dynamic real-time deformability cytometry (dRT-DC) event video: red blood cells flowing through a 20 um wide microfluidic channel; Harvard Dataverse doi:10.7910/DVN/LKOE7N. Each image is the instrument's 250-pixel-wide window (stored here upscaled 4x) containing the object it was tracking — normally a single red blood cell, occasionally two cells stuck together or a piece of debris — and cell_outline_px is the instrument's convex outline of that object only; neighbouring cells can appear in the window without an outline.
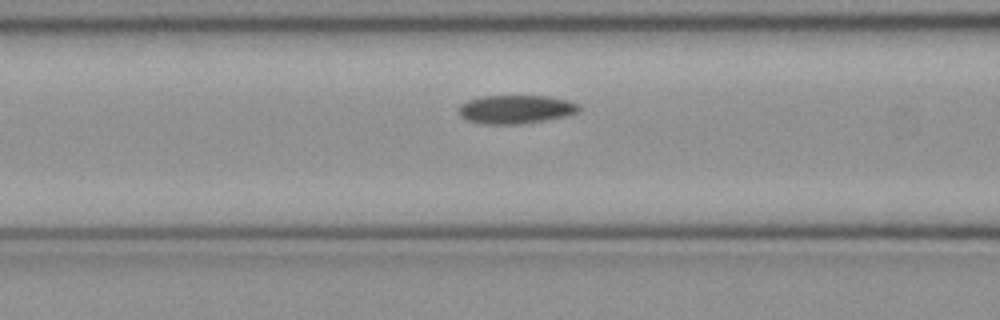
{"species": "common noctule bat (a hibernating species)", "species_latin": "Nyctalus noctula", "temperature_condition": "cold", "stored_images_in_passage": 37, "camera_frame_rate_fps": 3000, "um_per_image_px": 0.085, "animal": {"sex": "female", "body_mass_g": 21.9}, "frame": {"image": 1, "passage_image": 16, "time_ms": 5.0, "image_size_px": [1000, 320], "cell_outline_px": [[580, 108], [576, 112], [568, 116], [544, 120], [516, 124], [480, 124], [468, 120], [460, 116], [460, 104], [468, 100], [480, 96], [548, 96], [568, 100], [576, 104]], "centroid_in_image_um": [43.82, 9.29], "position_along_channel_um": 122.8, "area_um2": 19.88}}
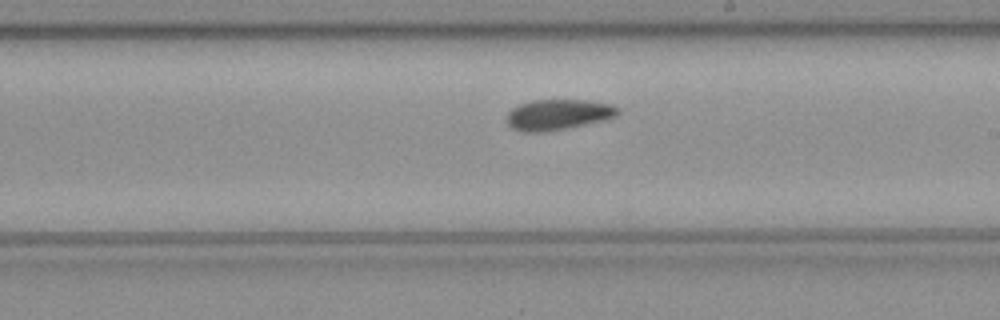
{"frame": {"image": 2, "passage_image": 25, "time_ms": 8.0, "image_size_px": [1000, 320], "cell_outline_px": [[620, 112], [616, 116], [604, 120], [568, 128], [548, 132], [520, 132], [512, 128], [504, 120], [508, 112], [512, 108], [520, 104], [532, 100], [584, 100], [612, 104], [620, 108]], "centroid_in_image_um": [47.41, 9.75], "position_along_channel_um": 241.6, "area_um2": 20.11}}
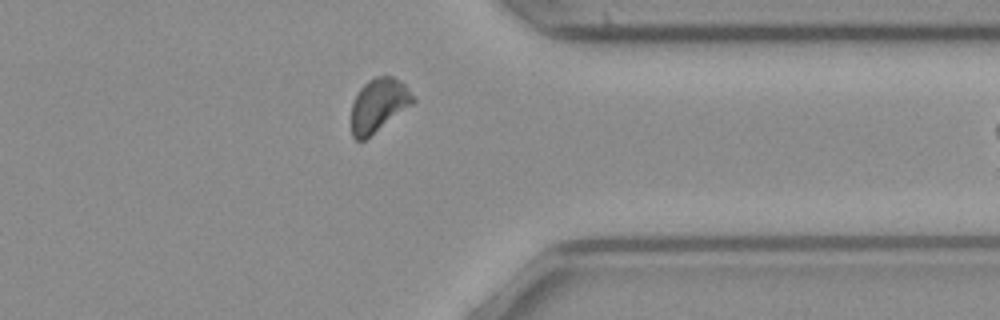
{"frame": {"image": 3, "passage_image": 36, "time_ms": 11.667, "image_size_px": [1000, 320], "cell_outline_px": [[416, 100], [412, 104], [364, 140], [356, 140], [352, 136], [352, 104], [360, 88], [368, 80], [376, 76], [392, 76], [400, 80], [404, 84]], "centroid_in_image_um": [32.17, 8.91], "position_along_channel_um": 379.2, "area_um2": 18.79}}